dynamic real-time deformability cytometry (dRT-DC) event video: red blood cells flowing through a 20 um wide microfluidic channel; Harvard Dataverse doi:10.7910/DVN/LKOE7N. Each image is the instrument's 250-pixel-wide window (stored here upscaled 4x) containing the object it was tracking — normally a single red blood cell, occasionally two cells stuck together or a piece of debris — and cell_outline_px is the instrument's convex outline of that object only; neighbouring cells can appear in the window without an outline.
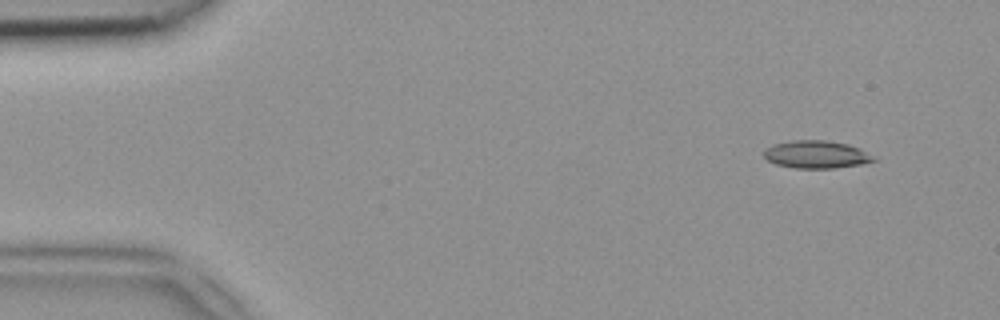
{"species": "common noctule bat (a hibernating species)", "species_latin": "Nyctalus noctula", "temperature_condition": "room temperature", "stored_images_in_passage": 13, "camera_frame_rate_fps": 3000, "um_per_image_px": 0.085, "animal": {"sex": "female", "body_mass_g": 18.4}, "frame": {"image": 1, "passage_image": 4, "time_ms": 1.0, "image_size_px": [1000, 320], "cell_outline_px": [[876, 160], [860, 164], [836, 168], [792, 168], [776, 164], [768, 160], [764, 156], [764, 148], [772, 144], [792, 140], [828, 140], [848, 144], [860, 148], [872, 156]], "centroid_in_image_um": [69.34, 13.12], "position_along_channel_um": 15.7, "area_um2": 17.74}}